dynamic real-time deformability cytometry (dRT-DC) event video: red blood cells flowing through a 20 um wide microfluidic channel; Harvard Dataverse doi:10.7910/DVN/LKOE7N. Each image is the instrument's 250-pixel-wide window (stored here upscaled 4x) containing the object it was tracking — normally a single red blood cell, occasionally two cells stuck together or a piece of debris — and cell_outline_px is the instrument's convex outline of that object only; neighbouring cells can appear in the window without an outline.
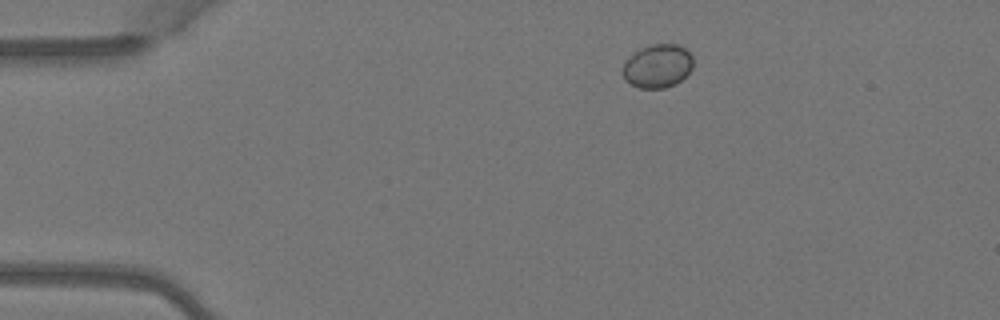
{"species": "Egyptian fruit bat (a non-hibernating species)", "species_latin": "Rousettus aegyptiacus", "temperature_condition": "warm", "stored_images_in_passage": 2, "camera_frame_rate_fps": 3000, "um_per_image_px": 0.085, "animal": {"sex": "female"}, "frame": {"image": 1, "passage_image": 2, "time_ms": 0.333, "image_size_px": [1000, 320], "cell_outline_px": [[692, 68], [676, 84], [664, 88], [640, 88], [624, 80], [624, 60], [632, 52], [648, 44], [680, 44], [692, 56]], "centroid_in_image_um": [55.87, 5.59], "position_along_channel_um": 29.1, "area_um2": 17.92}}